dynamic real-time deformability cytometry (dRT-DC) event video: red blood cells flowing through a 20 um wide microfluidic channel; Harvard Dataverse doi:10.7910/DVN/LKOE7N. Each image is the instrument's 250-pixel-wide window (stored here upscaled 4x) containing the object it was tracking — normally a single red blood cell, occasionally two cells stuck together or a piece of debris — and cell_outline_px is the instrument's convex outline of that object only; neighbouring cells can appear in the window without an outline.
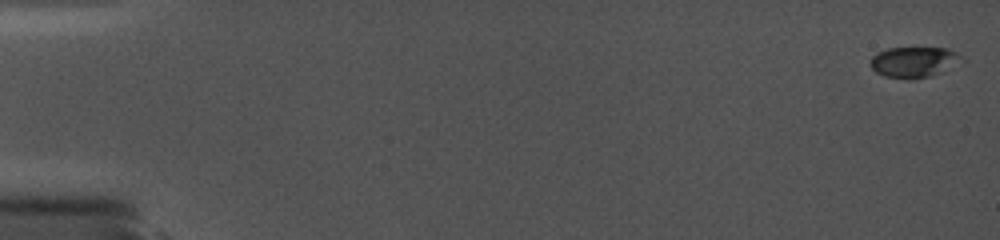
{"species": "common noctule bat (a hibernating species)", "species_latin": "Nyctalus noctula", "temperature_condition": "cold", "stored_images_in_passage": 76, "camera_frame_rate_fps": 5000, "um_per_image_px": 0.085, "animal": {"sex": "female", "body_mass_g": 19.0, "forearm_length_mm": 56.7}, "frame": {"image": 1, "passage_image": 1, "time_ms": 0.0, "image_size_px": [1000, 240], "cell_outline_px": [[968, 60], [940, 72], [928, 76], [884, 76], [876, 72], [868, 64], [872, 56], [876, 52], [888, 48], [948, 48], [956, 52]], "centroid_in_image_um": [77.71, 5.22], "position_along_channel_um": 7.3, "area_um2": 15.95}}
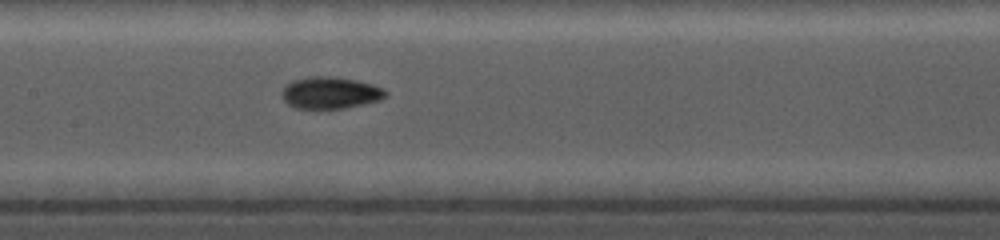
{"frame": {"image": 2, "passage_image": 45, "time_ms": 9.0, "image_size_px": [1000, 240], "cell_outline_px": [[388, 96], [380, 100], [364, 104], [344, 108], [296, 108], [288, 104], [284, 100], [284, 88], [292, 80], [312, 76], [336, 76], [356, 80], [372, 84], [384, 88], [388, 92]], "centroid_in_image_um": [28.15, 7.88], "position_along_channel_um": 179.3, "area_um2": 19.19}}
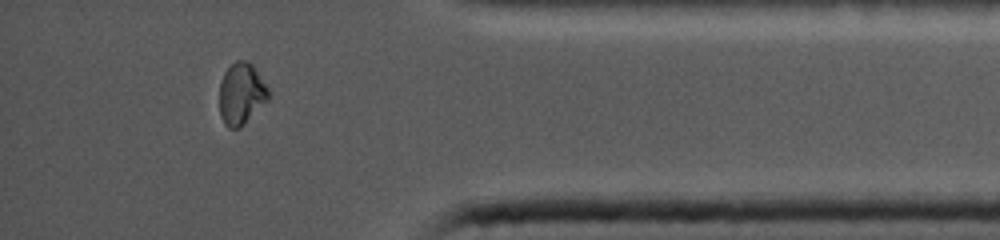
{"frame": {"image": 3, "passage_image": 72, "time_ms": 15.4, "image_size_px": [1000, 240], "cell_outline_px": [[268, 100], [240, 128], [228, 128], [224, 124], [220, 116], [220, 80], [224, 72], [236, 60], [248, 60], [256, 68], [268, 88]], "centroid_in_image_um": [20.51, 7.96], "position_along_channel_um": 414.7, "area_um2": 17.69}}